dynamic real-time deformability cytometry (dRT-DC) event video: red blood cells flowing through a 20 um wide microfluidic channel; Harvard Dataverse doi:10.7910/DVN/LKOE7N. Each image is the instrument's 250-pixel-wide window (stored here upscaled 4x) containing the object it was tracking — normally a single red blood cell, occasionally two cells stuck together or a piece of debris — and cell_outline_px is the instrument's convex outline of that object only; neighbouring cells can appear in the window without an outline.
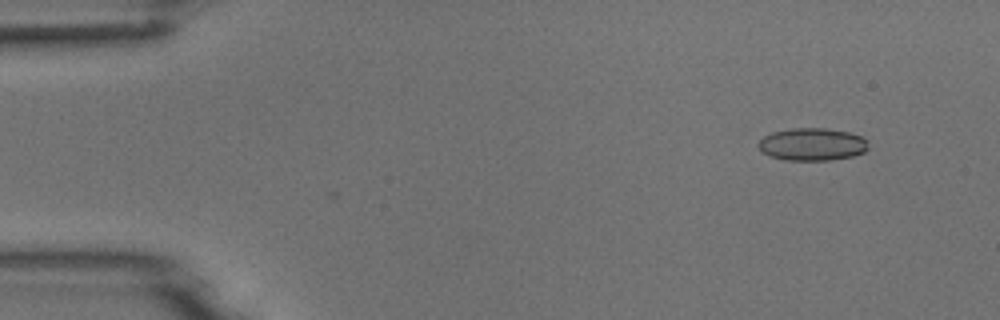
{"species": "common noctule bat (a hibernating species)", "species_latin": "Nyctalus noctula", "temperature_condition": "room temperature", "stored_images_in_passage": 2, "camera_frame_rate_fps": 3000, "um_per_image_px": 0.085, "animal": {"sex": "male", "body_mass_g": 18.8}, "frame": {"image": 1, "passage_image": 2, "time_ms": 0.333, "image_size_px": [1000, 320], "cell_outline_px": [[868, 148], [864, 152], [852, 156], [832, 160], [784, 160], [768, 156], [756, 144], [764, 136], [772, 132], [792, 128], [824, 128], [848, 132], [864, 136]], "centroid_in_image_um": [69.03, 12.27], "position_along_channel_um": 16.0, "area_um2": 20.92}}